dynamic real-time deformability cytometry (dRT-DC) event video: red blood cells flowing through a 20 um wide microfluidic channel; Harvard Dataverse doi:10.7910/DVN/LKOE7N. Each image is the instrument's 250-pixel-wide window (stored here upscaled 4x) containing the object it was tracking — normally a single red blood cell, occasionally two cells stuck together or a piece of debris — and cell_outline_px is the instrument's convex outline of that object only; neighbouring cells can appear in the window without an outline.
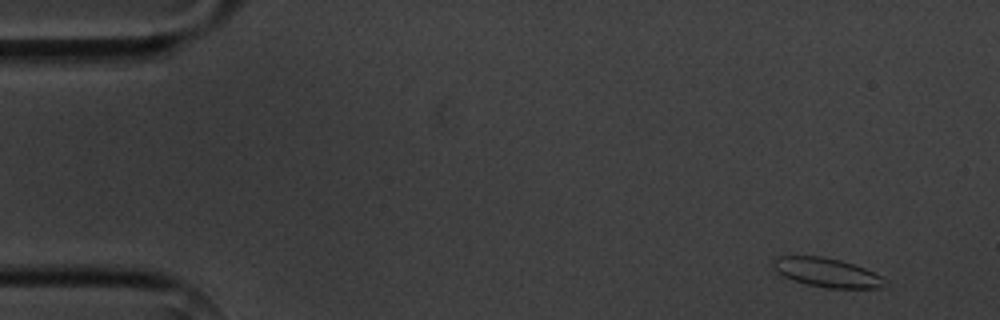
{"species": "common noctule bat (a hibernating species)", "species_latin": "Nyctalus noctula", "temperature_condition": "cold", "stored_images_in_passage": 5, "camera_frame_rate_fps": 3000, "um_per_image_px": 0.085, "animal": {"sex": "male", "body_mass_g": 20.1, "forearm_length_mm": 53.5}, "frame": {"image": 1, "passage_image": 1, "time_ms": 0.0, "image_size_px": [1000, 320], "cell_outline_px": [[884, 284], [880, 288], [828, 288], [808, 284], [792, 280], [776, 272], [772, 268], [772, 260], [776, 256], [820, 256], [840, 260], [864, 268], [880, 276]], "centroid_in_image_um": [70.18, 23.15], "position_along_channel_um": 14.8, "area_um2": 18.67}}